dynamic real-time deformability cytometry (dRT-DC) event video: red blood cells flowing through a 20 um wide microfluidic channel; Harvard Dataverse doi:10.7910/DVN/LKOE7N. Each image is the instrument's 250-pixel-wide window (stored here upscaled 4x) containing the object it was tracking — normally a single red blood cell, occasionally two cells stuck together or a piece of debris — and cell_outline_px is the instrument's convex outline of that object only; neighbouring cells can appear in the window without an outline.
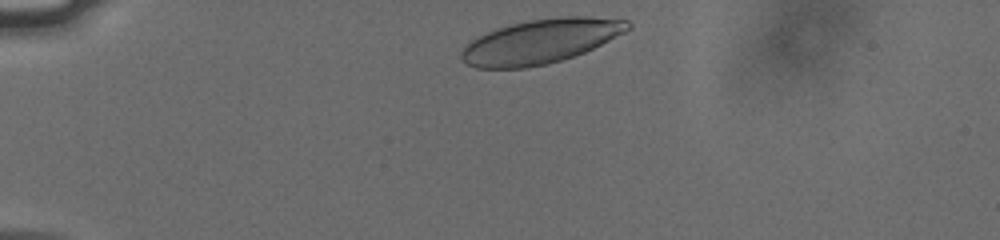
{"species": "human", "species_latin": "Homo sapiens", "temperature_condition": "cold", "stored_images_in_passage": 37, "camera_frame_rate_fps": 3000, "um_per_image_px": 0.085, "donor": {"sex": "male"}, "frame": {"image": 1, "passage_image": 2, "time_ms": 0.333, "image_size_px": [1000, 240], "cell_outline_px": [[632, 28], [584, 52], [548, 64], [524, 68], [476, 68], [468, 64], [460, 56], [460, 52], [472, 40], [496, 28], [528, 20], [556, 16], [588, 16], [628, 20], [632, 24]], "centroid_in_image_um": [45.96, 3.5], "position_along_channel_um": 39.0, "area_um2": 42.66}}
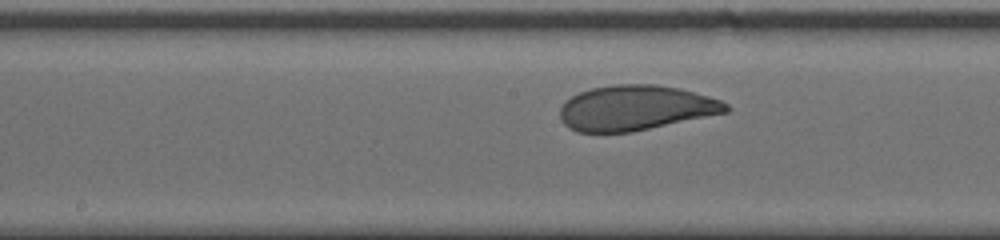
{"frame": {"image": 2, "passage_image": 19, "time_ms": 6.0, "image_size_px": [1000, 240], "cell_outline_px": [[732, 108], [728, 112], [632, 132], [576, 132], [568, 128], [560, 120], [560, 108], [572, 96], [580, 92], [592, 88], [612, 84], [656, 84], [680, 88], [708, 96], [720, 100], [728, 104]], "centroid_in_image_um": [54.04, 9.17], "position_along_channel_um": 194.2, "area_um2": 43.7}}
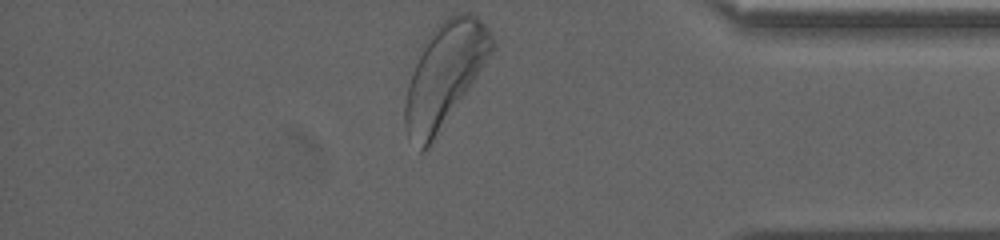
{"frame": {"image": 3, "passage_image": 37, "time_ms": 12.0, "image_size_px": [1000, 240], "cell_outline_px": [[496, 48], [428, 148], [424, 152], [420, 152], [408, 136], [404, 128], [404, 104], [408, 84], [412, 72], [424, 44], [428, 36], [436, 24], [448, 16], [456, 12], [468, 12], [476, 16], [488, 28], [496, 44]], "centroid_in_image_um": [37.79, 6.33], "position_along_channel_um": 397.4, "area_um2": 51.9}, "authors_computed_cell_mechanics": {"area_um2": 44.217, "velocity_mm_per_s": 3.7403, "shape_relaxation_time_tau1_ms": 2.8121, "shape_relaxation_time_tau2_ms": 0.894, "deformation_change_tau1": 0.1306, "deformation_change_tau2": 0.0646}}